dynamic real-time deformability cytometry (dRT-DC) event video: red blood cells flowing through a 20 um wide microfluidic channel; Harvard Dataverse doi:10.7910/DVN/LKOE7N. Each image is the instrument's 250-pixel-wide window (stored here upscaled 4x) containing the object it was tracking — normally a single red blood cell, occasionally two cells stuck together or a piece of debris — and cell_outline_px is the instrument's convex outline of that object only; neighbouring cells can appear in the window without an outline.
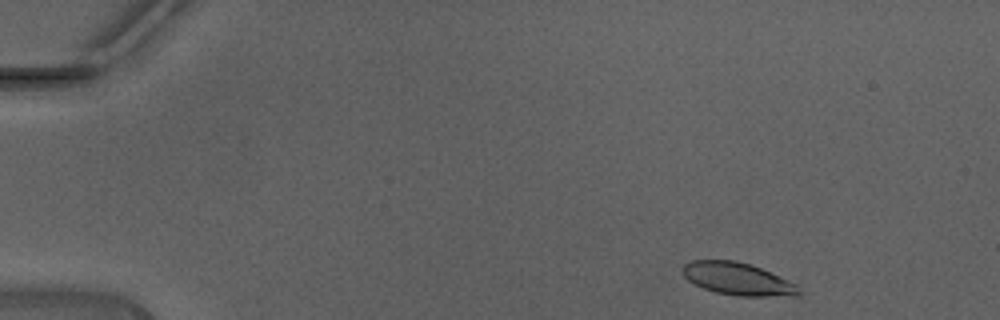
{"species": "Egyptian fruit bat (a non-hibernating species)", "species_latin": "Rousettus aegyptiacus", "temperature_condition": "warm", "stored_images_in_passage": 43, "camera_frame_rate_fps": 3000, "um_per_image_px": 0.085, "animal": {"sex": "male"}, "frame": {"image": 1, "passage_image": 2, "time_ms": 0.333, "image_size_px": [1000, 320], "cell_outline_px": [[804, 292], [800, 296], [736, 296], [716, 292], [704, 288], [688, 280], [684, 276], [680, 268], [684, 264], [692, 260], [736, 260], [752, 264], [788, 280], [796, 284]], "centroid_in_image_um": [62.74, 23.7], "position_along_channel_um": 22.3, "area_um2": 22.25}}
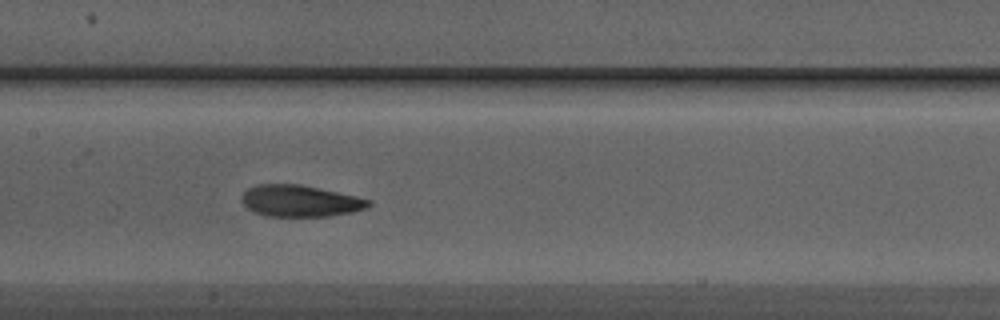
{"frame": {"image": 2, "passage_image": 20, "time_ms": 6.333, "image_size_px": [1000, 320], "cell_outline_px": [[372, 204], [368, 208], [352, 212], [328, 216], [264, 216], [252, 212], [240, 200], [240, 196], [248, 188], [256, 184], [300, 184], [356, 196], [372, 200]], "centroid_in_image_um": [25.49, 17.08], "position_along_channel_um": 181.9, "area_um2": 23.52}}
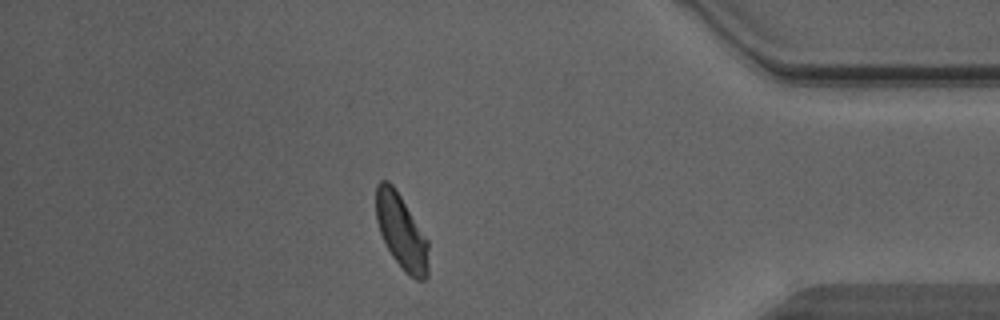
{"frame": {"image": 3, "passage_image": 37, "time_ms": 12.0, "image_size_px": [1000, 320], "cell_outline_px": [[428, 276], [424, 280], [416, 280], [404, 272], [392, 256], [380, 232], [376, 220], [376, 184], [380, 180], [388, 180], [392, 184], [400, 196], [428, 240]], "centroid_in_image_um": [34.11, 19.71], "position_along_channel_um": 401.1, "area_um2": 22.72}, "authors_computed_cell_mechanics": {"area_um2": 23.12, "velocity_mm_per_s": 4.4409, "shape_relaxation_time_tau1_ms": 3.047, "shape_relaxation_time_tau2_ms": 1.4648, "deformation_change_tau1": 0.1161, "deformation_change_tau2": 0.0861}}